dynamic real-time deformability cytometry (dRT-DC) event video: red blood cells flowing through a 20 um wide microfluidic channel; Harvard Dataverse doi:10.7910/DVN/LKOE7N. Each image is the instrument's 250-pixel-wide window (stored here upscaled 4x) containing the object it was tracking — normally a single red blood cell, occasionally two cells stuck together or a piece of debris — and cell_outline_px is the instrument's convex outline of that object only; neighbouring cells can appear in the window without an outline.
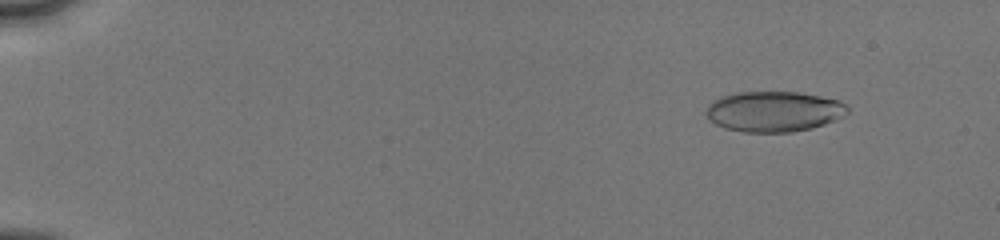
{"species": "human", "species_latin": "Homo sapiens", "temperature_condition": "cold", "stored_images_in_passage": 71, "camera_frame_rate_fps": 3000, "um_per_image_px": 0.085, "donor": {"sex": "male"}, "frame": {"image": 1, "passage_image": 15, "time_ms": 1.667, "image_size_px": [1000, 240], "cell_outline_px": [[848, 112], [844, 116], [836, 120], [812, 128], [792, 132], [740, 132], [724, 128], [716, 124], [704, 112], [708, 104], [712, 100], [720, 96], [736, 92], [796, 92], [820, 96], [840, 100], [848, 108]], "centroid_in_image_um": [65.76, 9.47], "position_along_channel_um": 19.2, "area_um2": 33.58}}
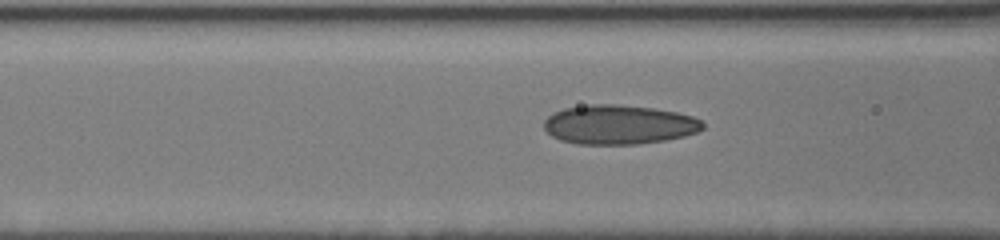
{"frame": {"image": 2, "passage_image": 58, "time_ms": 7.333, "image_size_px": [1000, 240], "cell_outline_px": [[704, 128], [696, 132], [684, 136], [664, 140], [636, 144], [576, 144], [560, 140], [552, 136], [544, 128], [544, 120], [552, 112], [564, 108], [588, 104], [616, 104], [652, 108], [676, 112], [692, 116], [700, 120], [704, 124]], "centroid_in_image_um": [52.57, 10.59], "position_along_channel_um": 114.0, "area_um2": 36.41}}
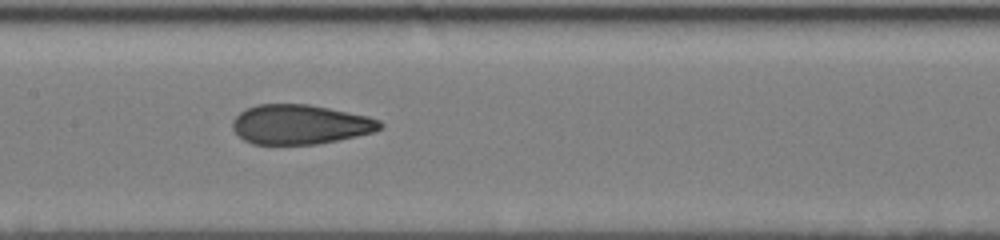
{"frame": {"image": 3, "passage_image": 70, "time_ms": 9.0, "image_size_px": [1000, 240], "cell_outline_px": [[384, 128], [376, 132], [316, 144], [252, 144], [244, 140], [232, 128], [232, 120], [240, 112], [256, 104], [308, 104], [368, 116], [380, 120], [384, 124]], "centroid_in_image_um": [25.54, 10.57], "position_along_channel_um": 181.9, "area_um2": 34.04}}